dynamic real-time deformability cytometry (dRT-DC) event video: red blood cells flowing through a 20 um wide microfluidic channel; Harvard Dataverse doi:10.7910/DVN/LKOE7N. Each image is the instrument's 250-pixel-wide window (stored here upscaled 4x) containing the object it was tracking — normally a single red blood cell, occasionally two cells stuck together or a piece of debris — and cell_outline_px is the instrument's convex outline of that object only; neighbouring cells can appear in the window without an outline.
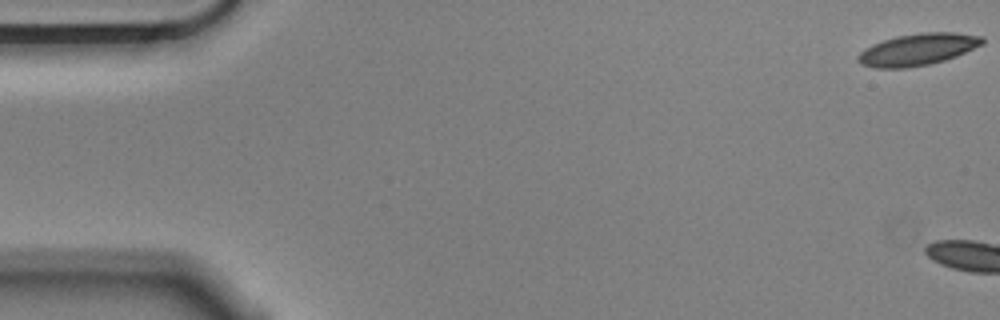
{"species": "Egyptian fruit bat (a non-hibernating species)", "species_latin": "Rousettus aegyptiacus", "temperature_condition": "cold", "stored_images_in_passage": 4, "camera_frame_rate_fps": 3000, "um_per_image_px": 0.085, "animal": {"sex": "male"}, "frame": {"image": 1, "passage_image": 1, "time_ms": 0.0, "image_size_px": [1000, 320], "cell_outline_px": [[984, 44], [956, 56], [944, 60], [928, 64], [908, 68], [872, 68], [860, 64], [856, 60], [856, 56], [864, 48], [872, 44], [896, 36], [920, 32], [956, 32], [984, 36]], "centroid_in_image_um": [77.99, 4.2], "position_along_channel_um": 7.0, "area_um2": 23.35}}